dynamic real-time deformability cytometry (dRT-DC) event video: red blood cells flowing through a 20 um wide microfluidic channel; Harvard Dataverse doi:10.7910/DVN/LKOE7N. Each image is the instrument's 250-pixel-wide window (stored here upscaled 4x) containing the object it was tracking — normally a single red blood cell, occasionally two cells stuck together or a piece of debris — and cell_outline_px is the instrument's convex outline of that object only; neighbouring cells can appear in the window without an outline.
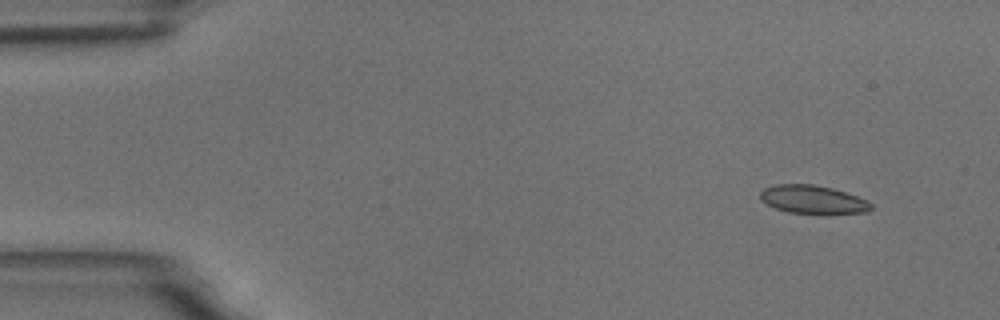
{"species": "common noctule bat (a hibernating species)", "species_latin": "Nyctalus noctula", "temperature_condition": "room temperature", "stored_images_in_passage": 6, "camera_frame_rate_fps": 3000, "um_per_image_px": 0.085, "animal": {"sex": "male", "body_mass_g": 18.8}, "frame": {"image": 1, "passage_image": 1, "time_ms": 0.0, "image_size_px": [1000, 320], "cell_outline_px": [[872, 208], [864, 212], [788, 212], [776, 208], [760, 200], [760, 192], [764, 188], [776, 184], [812, 184], [832, 188], [868, 200], [872, 204]], "centroid_in_image_um": [69.05, 16.92], "position_along_channel_um": 16.0, "area_um2": 17.69}}
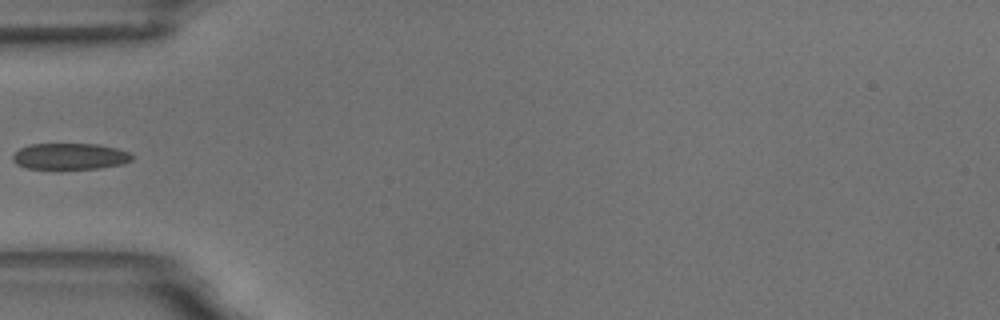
{"frame": {"image": 2, "passage_image": 5, "time_ms": 4.667, "image_size_px": [1000, 320], "cell_outline_px": [[132, 160], [124, 164], [100, 168], [28, 168], [16, 164], [12, 160], [12, 156], [20, 148], [28, 144], [96, 144], [116, 148], [128, 152], [132, 156]], "centroid_in_image_um": [5.94, 13.28], "position_along_channel_um": 79.1, "area_um2": 18.09}}
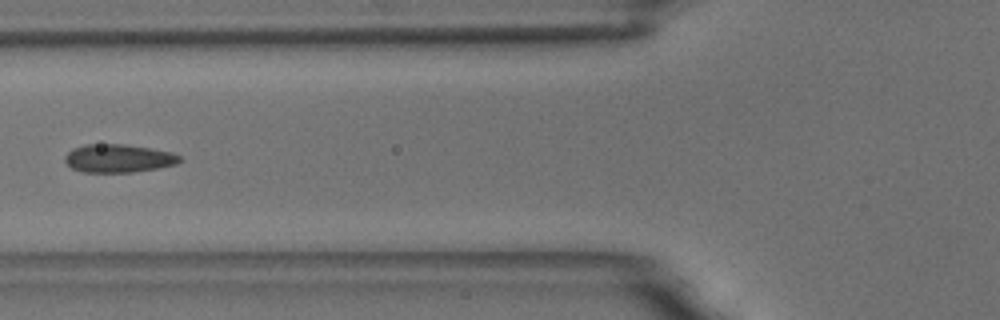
{"frame": {"image": 3, "passage_image": 6, "time_ms": 5.667, "image_size_px": [1000, 320], "cell_outline_px": [[180, 160], [176, 164], [156, 168], [132, 172], [84, 172], [72, 168], [64, 160], [64, 156], [72, 148], [84, 144], [124, 144], [172, 152], [180, 156]], "centroid_in_image_um": [10.02, 13.45], "position_along_channel_um": 115.8, "area_um2": 18.73}}